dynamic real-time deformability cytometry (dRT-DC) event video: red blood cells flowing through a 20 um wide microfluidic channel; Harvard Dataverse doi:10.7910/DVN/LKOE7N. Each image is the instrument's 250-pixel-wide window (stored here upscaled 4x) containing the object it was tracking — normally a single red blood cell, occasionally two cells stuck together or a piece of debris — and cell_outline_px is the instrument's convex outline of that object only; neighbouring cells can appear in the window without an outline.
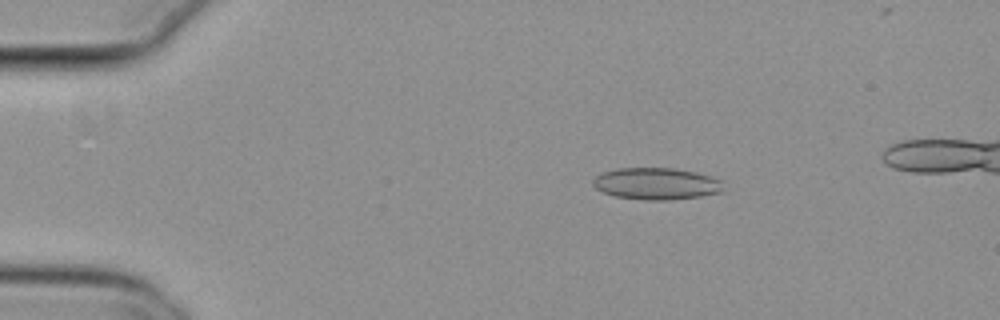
{"species": "common noctule bat (a hibernating species)", "species_latin": "Nyctalus noctula", "temperature_condition": "cold", "stored_images_in_passage": 52, "camera_frame_rate_fps": 3000, "um_per_image_px": 0.085, "animal": {"sex": "female", "body_mass_g": 29.2, "forearm_length_mm": 56.3}, "frame": {"image": 1, "passage_image": 10, "time_ms": 3.0, "image_size_px": [1000, 320], "cell_outline_px": [[724, 192], [700, 196], [668, 200], [644, 200], [616, 196], [604, 192], [596, 188], [592, 184], [592, 180], [600, 172], [616, 168], [676, 168], [696, 172], [712, 176], [720, 180]], "centroid_in_image_um": [55.79, 15.6], "position_along_channel_um": 29.2, "area_um2": 24.33}}
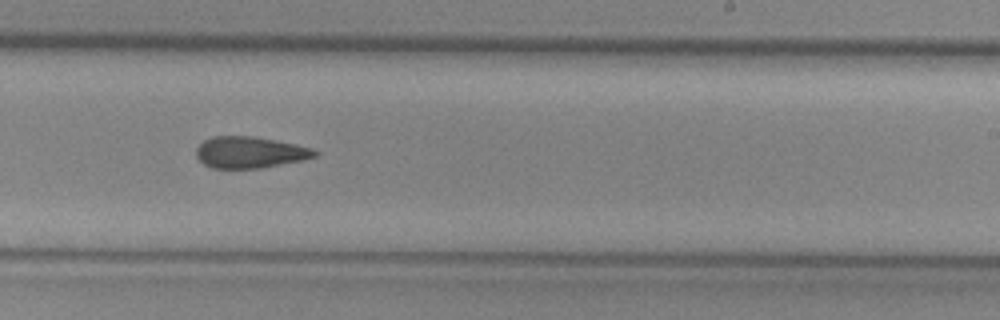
{"frame": {"image": 2, "passage_image": 34, "time_ms": 11.0, "image_size_px": [1000, 320], "cell_outline_px": [[320, 152], [316, 156], [304, 160], [260, 168], [212, 168], [204, 164], [196, 156], [196, 148], [204, 140], [212, 136], [252, 136], [276, 140], [296, 144], [312, 148]], "centroid_in_image_um": [21.25, 12.94], "position_along_channel_um": 267.7, "area_um2": 21.79}}
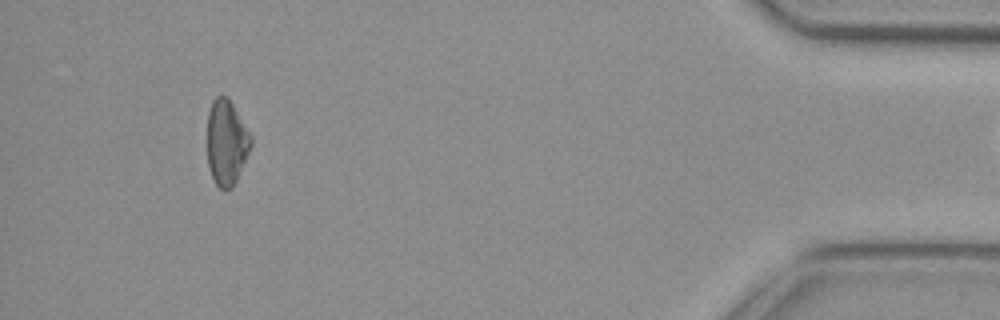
{"frame": {"image": 3, "passage_image": 51, "time_ms": 16.667, "image_size_px": [1000, 320], "cell_outline_px": [[252, 144], [236, 180], [232, 188], [224, 192], [216, 184], [212, 176], [208, 164], [208, 112], [212, 100], [216, 96], [228, 96], [252, 136]], "centroid_in_image_um": [19.25, 12.1], "position_along_channel_um": 415.9, "area_um2": 21.68}}